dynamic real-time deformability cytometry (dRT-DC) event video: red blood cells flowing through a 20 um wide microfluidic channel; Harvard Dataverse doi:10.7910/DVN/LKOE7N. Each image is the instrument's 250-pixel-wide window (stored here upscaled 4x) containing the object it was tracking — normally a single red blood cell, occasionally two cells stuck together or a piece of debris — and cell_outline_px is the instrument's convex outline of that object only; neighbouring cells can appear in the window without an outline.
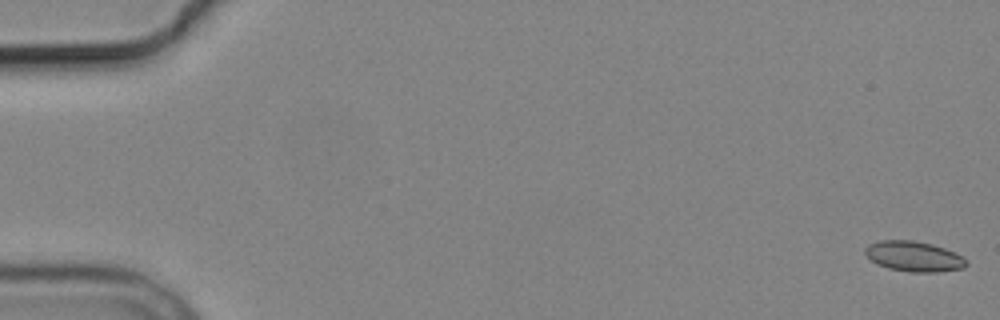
{"species": "common noctule bat (a hibernating species)", "species_latin": "Nyctalus noctula", "temperature_condition": "cold", "stored_images_in_passage": 6, "camera_frame_rate_fps": 3000, "um_per_image_px": 0.085, "animal": {"sex": "male", "body_mass_g": 19.2, "forearm_length_mm": 51.8}, "frame": {"image": 1, "passage_image": 1, "time_ms": 0.0, "image_size_px": [1000, 320], "cell_outline_px": [[968, 264], [964, 268], [940, 272], [908, 272], [888, 268], [876, 264], [864, 252], [864, 248], [868, 244], [880, 240], [912, 240], [932, 244], [944, 248], [960, 256]], "centroid_in_image_um": [77.64, 21.8], "position_along_channel_um": 7.4, "area_um2": 17.8}}
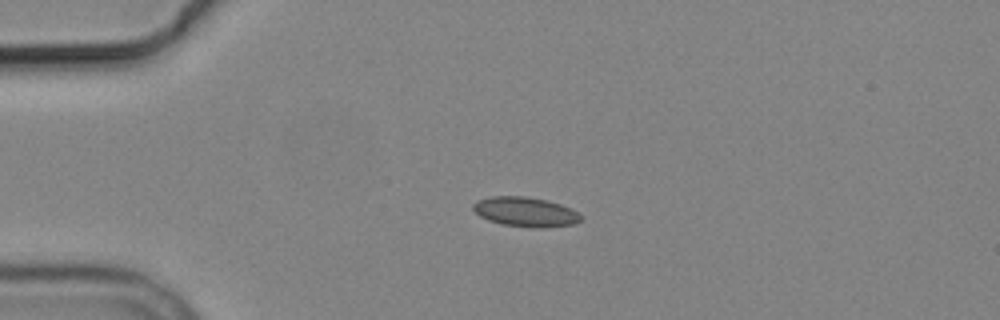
{"frame": {"image": 2, "passage_image": 4, "time_ms": 4.333, "image_size_px": [1000, 320], "cell_outline_px": [[580, 220], [572, 224], [540, 228], [532, 228], [504, 224], [488, 220], [480, 216], [472, 208], [472, 204], [476, 200], [492, 196], [524, 196], [548, 200], [572, 208], [580, 216]], "centroid_in_image_um": [44.63, 17.99], "position_along_channel_um": 40.4, "area_um2": 18.5}}
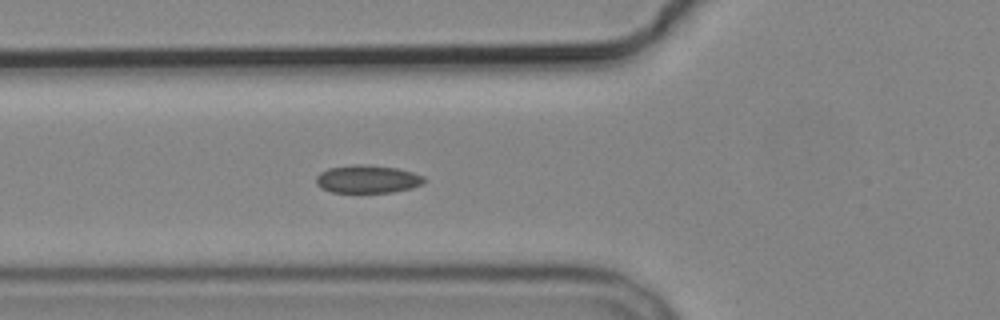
{"frame": {"image": 3, "passage_image": 6, "time_ms": 6.667, "image_size_px": [1000, 320], "cell_outline_px": [[424, 184], [412, 188], [392, 192], [332, 192], [320, 188], [316, 184], [316, 176], [320, 172], [328, 168], [352, 164], [368, 164], [396, 168], [412, 172], [424, 176]], "centroid_in_image_um": [31.22, 15.22], "position_along_channel_um": 94.6, "area_um2": 17.74}}